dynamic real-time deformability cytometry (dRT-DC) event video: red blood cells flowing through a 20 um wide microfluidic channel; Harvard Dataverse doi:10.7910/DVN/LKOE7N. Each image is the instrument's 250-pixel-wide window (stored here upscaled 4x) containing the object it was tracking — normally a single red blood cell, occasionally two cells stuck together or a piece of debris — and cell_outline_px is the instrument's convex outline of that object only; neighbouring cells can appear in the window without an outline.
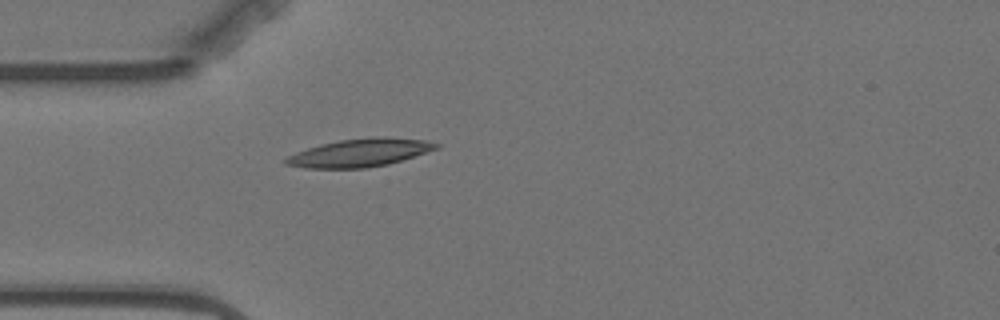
{"species": "Egyptian fruit bat (a non-hibernating species)", "species_latin": "Rousettus aegyptiacus", "temperature_condition": "warm", "stored_images_in_passage": 1, "camera_frame_rate_fps": 3000, "um_per_image_px": 0.085, "animal": {"sex": "female"}, "frame": {"image": 1, "passage_image": 1, "time_ms": 0.0, "image_size_px": [1000, 320], "cell_outline_px": [[440, 148], [388, 164], [364, 168], [304, 168], [284, 164], [284, 160], [288, 156], [296, 152], [320, 144], [340, 140], [372, 136], [384, 136], [424, 140], [440, 144]], "centroid_in_image_um": [30.59, 12.97], "position_along_channel_um": 54.4, "area_um2": 24.57}}